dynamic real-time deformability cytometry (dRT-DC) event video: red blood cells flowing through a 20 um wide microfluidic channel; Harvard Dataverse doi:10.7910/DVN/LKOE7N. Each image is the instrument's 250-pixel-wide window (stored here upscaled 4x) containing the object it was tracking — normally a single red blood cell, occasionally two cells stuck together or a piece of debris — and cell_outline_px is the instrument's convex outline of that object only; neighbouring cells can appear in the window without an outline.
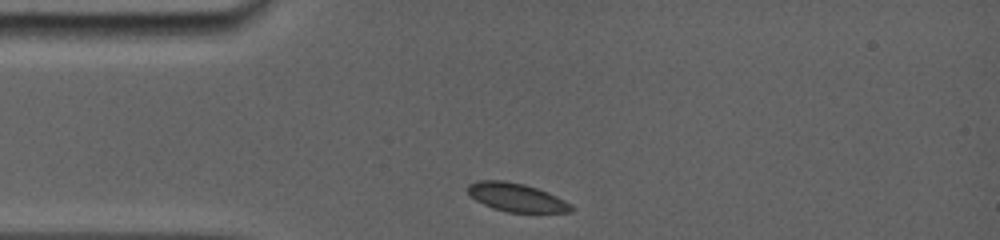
{"species": "common noctule bat (a hibernating species)", "species_latin": "Nyctalus noctula", "temperature_condition": "room temperature", "stored_images_in_passage": 29, "camera_frame_rate_fps": 5000, "um_per_image_px": 0.085, "animal": {"sex": "female", "body_mass_g": 19.0, "forearm_length_mm": 56.7}, "frame": {"image": 1, "passage_image": 1, "time_ms": 0.0, "image_size_px": [1000, 240], "cell_outline_px": [[576, 208], [572, 212], [508, 212], [492, 208], [476, 200], [468, 192], [468, 184], [476, 180], [504, 180], [524, 184], [548, 192], [572, 204]], "centroid_in_image_um": [43.92, 16.77], "position_along_channel_um": 41.1, "area_um2": 17.17}}
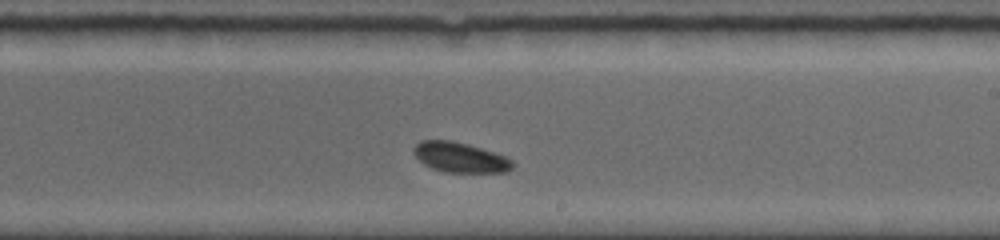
{"frame": {"image": 2, "passage_image": 17, "time_ms": 6.0, "image_size_px": [1000, 240], "cell_outline_px": [[512, 168], [508, 172], [444, 172], [432, 168], [424, 164], [412, 152], [412, 148], [420, 140], [452, 140], [468, 144], [504, 156], [512, 160]], "centroid_in_image_um": [39.07, 13.37], "position_along_channel_um": 249.9, "area_um2": 17.22}}
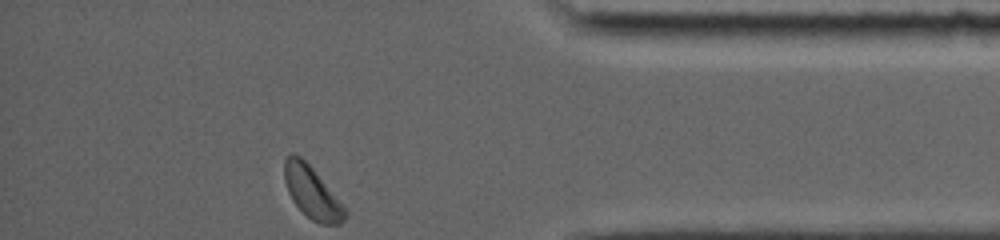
{"frame": {"image": 3, "passage_image": 29, "time_ms": 10.6, "image_size_px": [1000, 240], "cell_outline_px": [[348, 212], [344, 220], [340, 224], [320, 224], [312, 220], [292, 200], [288, 192], [284, 180], [284, 160], [292, 152], [300, 156], [312, 168]], "centroid_in_image_um": [26.49, 16.36], "position_along_channel_um": 408.7, "area_um2": 17.86}}